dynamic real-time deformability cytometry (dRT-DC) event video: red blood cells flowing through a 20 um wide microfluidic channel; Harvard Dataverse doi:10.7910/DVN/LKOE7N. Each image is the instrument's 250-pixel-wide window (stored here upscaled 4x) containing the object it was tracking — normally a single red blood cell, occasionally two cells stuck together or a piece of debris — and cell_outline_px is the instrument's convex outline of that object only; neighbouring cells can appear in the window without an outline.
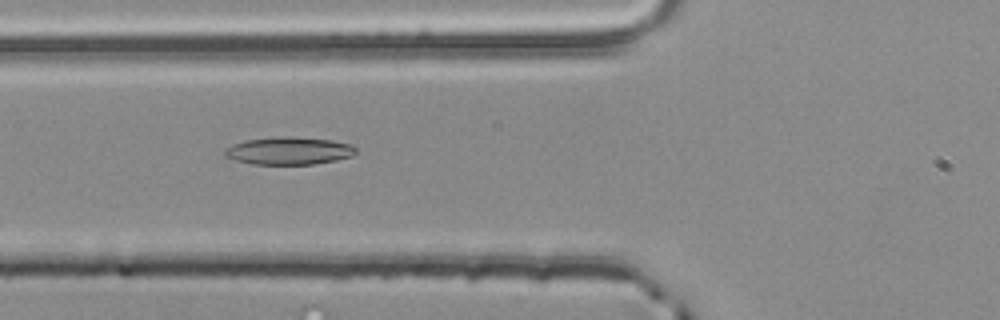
{"species": "common noctule bat (a hibernating species)", "species_latin": "Nyctalus noctula", "temperature_condition": "room temperature", "stored_images_in_passage": 41, "camera_frame_rate_fps": 3000, "um_per_image_px": 0.085, "animal": {"sex": "male", "body_mass_g": 20.4}, "frame": {"image": 1, "passage_image": 11, "time_ms": 3.333, "image_size_px": [1000, 320], "cell_outline_px": [[356, 152], [352, 156], [336, 160], [312, 164], [252, 164], [236, 160], [224, 156], [224, 148], [232, 144], [244, 140], [284, 136], [292, 136], [332, 140], [352, 144], [356, 148]], "centroid_in_image_um": [24.55, 12.81], "position_along_channel_um": 101.3, "area_um2": 21.21}}
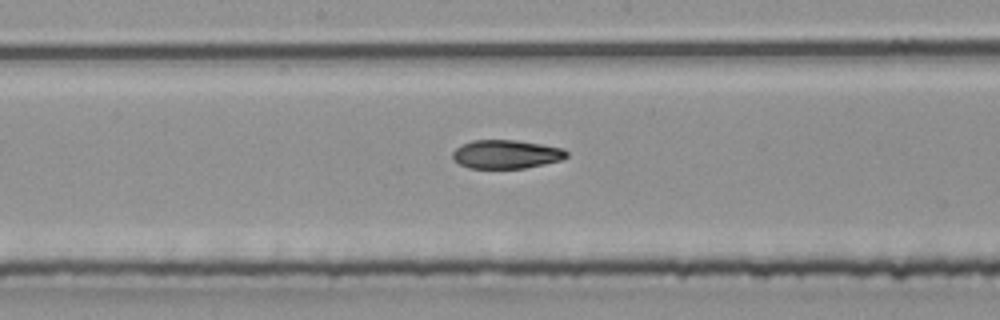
{"frame": {"image": 2, "passage_image": 19, "time_ms": 6.0, "image_size_px": [1000, 320], "cell_outline_px": [[568, 156], [560, 160], [544, 164], [524, 168], [468, 168], [460, 164], [452, 156], [452, 152], [460, 144], [472, 140], [516, 140], [564, 148], [568, 152]], "centroid_in_image_um": [43.02, 13.1], "position_along_channel_um": 205.2, "area_um2": 19.02}}
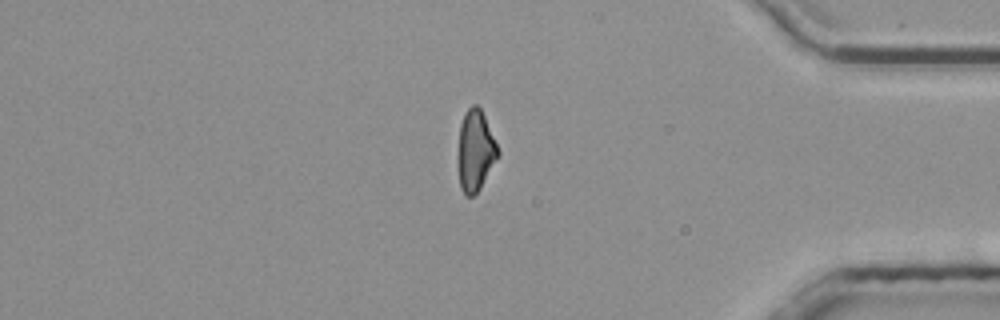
{"frame": {"image": 3, "passage_image": 36, "time_ms": 11.667, "image_size_px": [1000, 320], "cell_outline_px": [[500, 156], [480, 188], [472, 196], [464, 196], [460, 188], [456, 164], [456, 156], [460, 124], [464, 112], [472, 104], [476, 104], [480, 108], [484, 116], [500, 152]], "centroid_in_image_um": [40.37, 12.84], "position_along_channel_um": 394.8, "area_um2": 19.42}}